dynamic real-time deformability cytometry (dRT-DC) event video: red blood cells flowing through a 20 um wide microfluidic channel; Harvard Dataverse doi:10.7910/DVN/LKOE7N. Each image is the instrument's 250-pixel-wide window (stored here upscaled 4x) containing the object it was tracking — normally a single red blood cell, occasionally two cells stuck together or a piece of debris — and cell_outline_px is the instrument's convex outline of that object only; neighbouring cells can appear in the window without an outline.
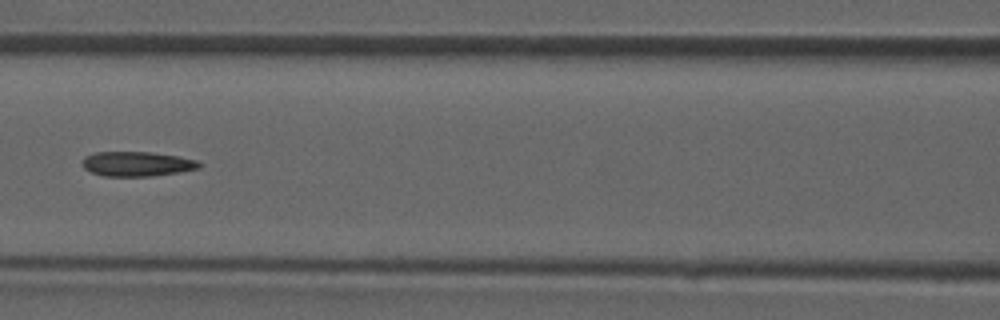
{"species": "common noctule bat (a hibernating species)", "species_latin": "Nyctalus noctula", "temperature_condition": "room temperature", "stored_images_in_passage": 37, "camera_frame_rate_fps": 3000, "um_per_image_px": 0.085, "animal": {"sex": "male", "forearm_length_mm": 52.5}, "frame": {"image": 1, "passage_image": 11, "time_ms": 3.333, "image_size_px": [1000, 320], "cell_outline_px": [[200, 168], [180, 172], [152, 176], [104, 176], [92, 172], [84, 168], [84, 156], [96, 152], [152, 152], [176, 156], [196, 160], [200, 164]], "centroid_in_image_um": [11.65, 13.93], "position_along_channel_um": 155.0, "area_um2": 16.65}}